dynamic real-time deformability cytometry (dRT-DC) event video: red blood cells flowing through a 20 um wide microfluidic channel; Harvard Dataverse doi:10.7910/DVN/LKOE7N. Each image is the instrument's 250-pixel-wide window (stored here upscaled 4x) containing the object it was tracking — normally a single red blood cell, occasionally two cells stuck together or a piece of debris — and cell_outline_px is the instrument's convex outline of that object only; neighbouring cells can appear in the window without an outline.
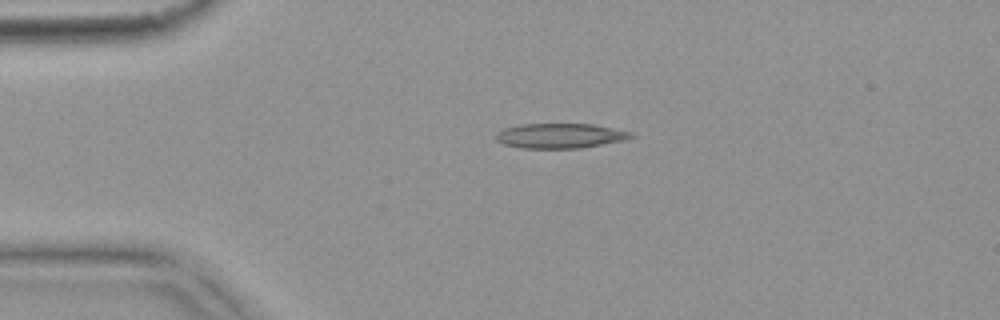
{"species": "common noctule bat (a hibernating species)", "species_latin": "Nyctalus noctula", "temperature_condition": "warm", "stored_images_in_passage": 6, "camera_frame_rate_fps": 3000, "um_per_image_px": 0.085, "animal": {"sex": "female", "body_mass_g": 18.4}, "frame": {"image": 1, "passage_image": 4, "time_ms": 1.0, "image_size_px": [1000, 320], "cell_outline_px": [[636, 136], [624, 140], [580, 148], [520, 148], [504, 144], [496, 140], [496, 132], [504, 128], [520, 124], [592, 124], [632, 132]], "centroid_in_image_um": [47.59, 11.54], "position_along_channel_um": 37.4, "area_um2": 19.54}}